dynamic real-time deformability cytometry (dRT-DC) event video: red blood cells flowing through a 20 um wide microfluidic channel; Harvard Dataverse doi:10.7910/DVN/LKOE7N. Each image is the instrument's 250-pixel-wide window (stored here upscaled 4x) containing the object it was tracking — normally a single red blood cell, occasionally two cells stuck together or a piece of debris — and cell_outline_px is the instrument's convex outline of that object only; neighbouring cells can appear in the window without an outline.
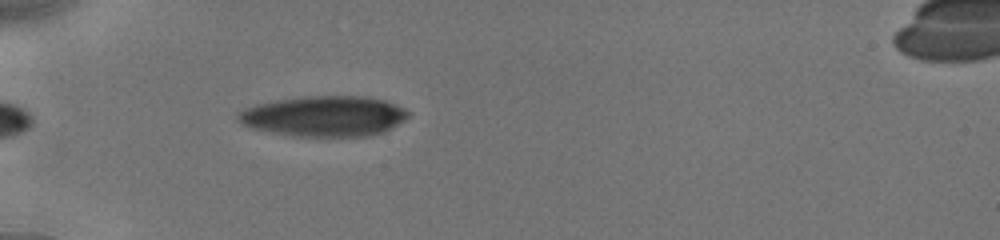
{"species": "human", "species_latin": "Homo sapiens", "temperature_condition": "cold", "stored_images_in_passage": 3, "camera_frame_rate_fps": 3000, "um_per_image_px": 0.085, "donor": {"sex": "male"}, "frame": {"image": 1, "passage_image": 1, "time_ms": 0.0, "image_size_px": [1000, 240], "cell_outline_px": [[408, 116], [404, 120], [392, 128], [384, 132], [368, 136], [292, 136], [252, 128], [244, 124], [236, 116], [236, 112], [256, 104], [276, 100], [300, 96], [364, 96], [384, 100], [396, 104], [404, 108], [408, 112]], "centroid_in_image_um": [27.56, 9.87], "position_along_channel_um": 57.4, "area_um2": 40.17}}